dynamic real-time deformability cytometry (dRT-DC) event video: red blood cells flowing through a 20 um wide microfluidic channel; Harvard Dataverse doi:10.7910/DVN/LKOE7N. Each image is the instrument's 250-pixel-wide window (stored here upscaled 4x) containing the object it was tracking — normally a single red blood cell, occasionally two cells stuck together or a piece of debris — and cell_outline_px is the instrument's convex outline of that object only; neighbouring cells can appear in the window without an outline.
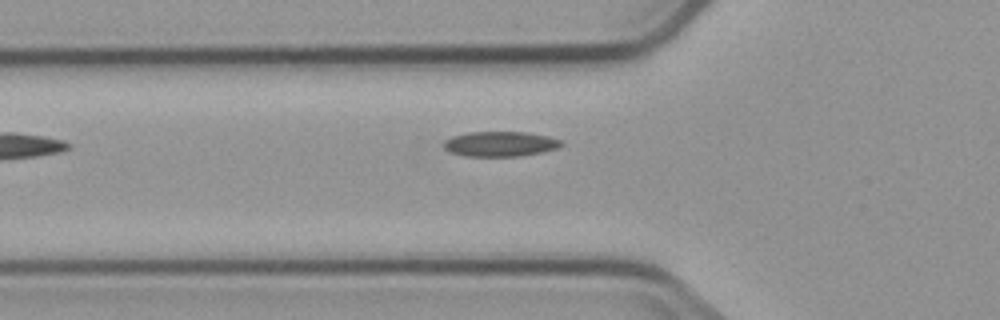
{"species": "common noctule bat (a hibernating species)", "species_latin": "Nyctalus noctula", "temperature_condition": "cold", "stored_images_in_passage": 2, "camera_frame_rate_fps": 3000, "um_per_image_px": 0.085, "animal": {"sex": "male", "body_mass_g": 23.1, "forearm_length_mm": 52.7}, "frame": {"image": 1, "passage_image": 2, "time_ms": 1.333, "image_size_px": [1000, 320], "cell_outline_px": [[564, 144], [556, 148], [540, 152], [520, 156], [464, 156], [452, 152], [444, 148], [444, 140], [452, 136], [468, 132], [524, 132], [548, 136], [560, 140]], "centroid_in_image_um": [42.49, 12.23], "position_along_channel_um": 83.3, "area_um2": 16.99}}